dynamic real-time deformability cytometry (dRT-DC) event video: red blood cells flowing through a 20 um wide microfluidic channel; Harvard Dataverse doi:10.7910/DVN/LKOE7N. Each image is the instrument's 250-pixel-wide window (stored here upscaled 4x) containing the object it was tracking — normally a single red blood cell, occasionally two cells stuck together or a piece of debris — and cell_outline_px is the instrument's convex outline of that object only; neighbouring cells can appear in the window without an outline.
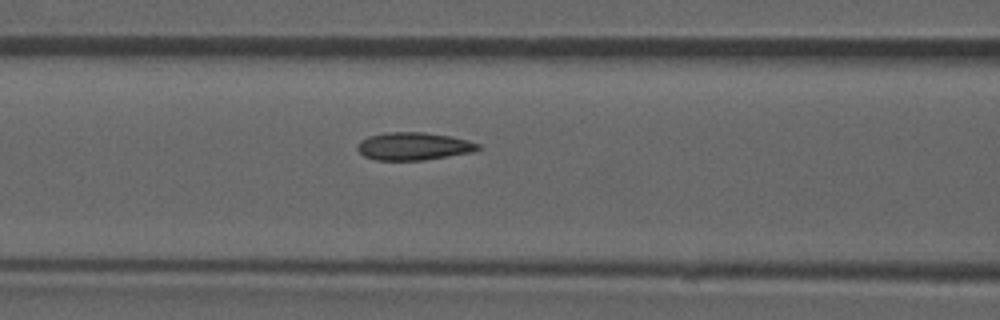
{"species": "common noctule bat (a hibernating species)", "species_latin": "Nyctalus noctula", "temperature_condition": "room temperature", "stored_images_in_passage": 52, "camera_frame_rate_fps": 3000, "um_per_image_px": 0.085, "animal": {"sex": "male", "forearm_length_mm": 52.5}, "frame": {"image": 1, "passage_image": 22, "time_ms": 7.0, "image_size_px": [1000, 320], "cell_outline_px": [[480, 148], [472, 152], [424, 160], [376, 160], [364, 156], [356, 148], [356, 144], [360, 140], [368, 136], [384, 132], [424, 132], [448, 136], [480, 144]], "centroid_in_image_um": [35.09, 12.43], "position_along_channel_um": 131.5, "area_um2": 19.42}}